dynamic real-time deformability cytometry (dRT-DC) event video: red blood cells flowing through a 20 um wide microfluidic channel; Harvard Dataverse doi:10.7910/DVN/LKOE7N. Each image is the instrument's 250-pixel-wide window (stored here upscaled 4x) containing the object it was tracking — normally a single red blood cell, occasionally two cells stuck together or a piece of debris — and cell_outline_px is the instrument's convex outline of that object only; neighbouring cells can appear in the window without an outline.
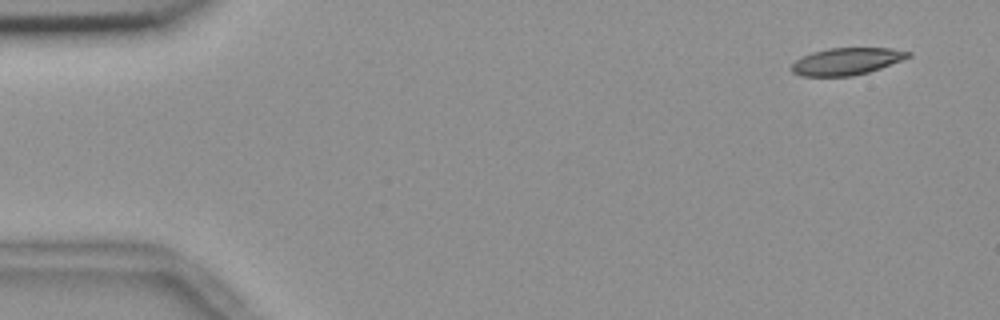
{"species": "common noctule bat (a hibernating species)", "species_latin": "Nyctalus noctula", "temperature_condition": "room temperature", "stored_images_in_passage": 6, "segment_of_instrument_passage": [2, 2], "camera_frame_rate_fps": 3000, "um_per_image_px": 0.085, "animal": {"sex": "female", "body_mass_g": 18.4}, "frame": {"image": 1, "passage_image": 6, "time_ms": 1.667, "image_size_px": [1000, 320], "cell_outline_px": [[912, 56], [880, 68], [868, 72], [852, 76], [800, 76], [792, 72], [792, 64], [796, 60], [812, 52], [828, 48], [892, 48], [912, 52]], "centroid_in_image_um": [71.98, 5.21], "position_along_channel_um": 13.0, "area_um2": 18.32}}